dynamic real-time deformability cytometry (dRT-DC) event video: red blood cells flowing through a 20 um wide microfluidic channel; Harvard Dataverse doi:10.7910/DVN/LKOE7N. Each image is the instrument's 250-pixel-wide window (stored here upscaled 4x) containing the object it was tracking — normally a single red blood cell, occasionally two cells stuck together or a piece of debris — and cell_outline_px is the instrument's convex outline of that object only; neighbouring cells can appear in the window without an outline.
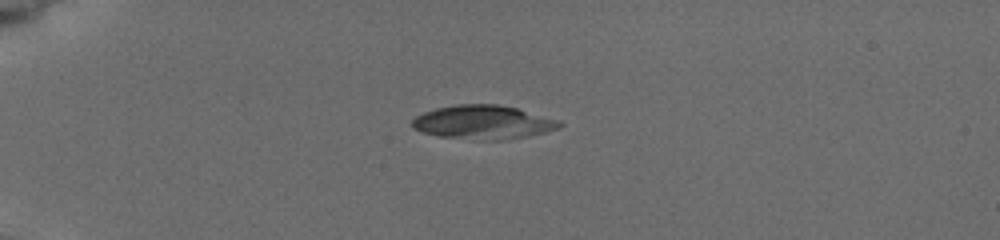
{"species": "common noctule bat (a hibernating species)", "species_latin": "Nyctalus noctula", "temperature_condition": "cold", "stored_images_in_passage": 5, "camera_frame_rate_fps": 3000, "um_per_image_px": 0.085, "animal": {"sex": "female", "body_mass_g": 19.5, "forearm_length_mm": 54.1}, "frame": {"image": 1, "passage_image": 1, "time_ms": 0.0, "image_size_px": [1000, 240], "cell_outline_px": [[564, 124], [560, 128], [528, 136], [500, 140], [488, 140], [440, 136], [424, 132], [412, 128], [412, 120], [416, 116], [424, 112], [436, 108], [456, 104], [496, 104], [516, 108], [560, 120]], "centroid_in_image_um": [41.09, 10.38], "position_along_channel_um": 43.9, "area_um2": 28.84}}
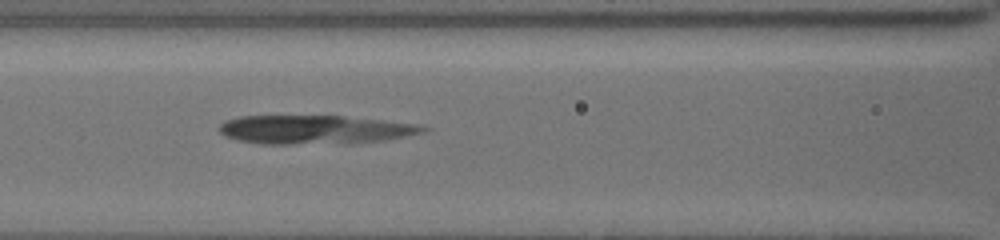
{"frame": {"image": 2, "passage_image": 5, "time_ms": 3.667, "image_size_px": [1000, 240], "cell_outline_px": [[428, 128], [420, 132], [404, 136], [384, 140], [352, 144], [260, 144], [236, 140], [224, 136], [216, 128], [224, 120], [240, 116], [344, 116], [416, 124]], "centroid_in_image_um": [26.65, 11.03], "position_along_channel_um": 140.0, "area_um2": 34.39}}